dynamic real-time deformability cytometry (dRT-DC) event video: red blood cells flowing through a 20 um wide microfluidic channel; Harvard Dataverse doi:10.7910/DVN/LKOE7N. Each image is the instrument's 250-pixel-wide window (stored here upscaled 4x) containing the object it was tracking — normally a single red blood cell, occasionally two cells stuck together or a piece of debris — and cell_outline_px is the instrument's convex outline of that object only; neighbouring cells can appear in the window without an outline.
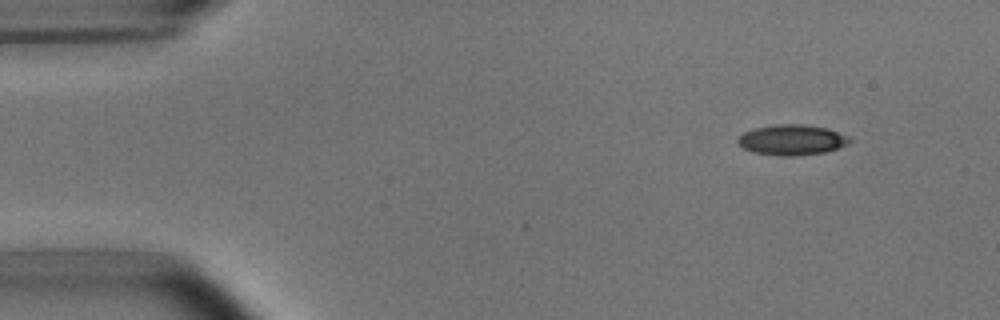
{"species": "common noctule bat (a hibernating species)", "species_latin": "Nyctalus noctula", "temperature_condition": "room temperature", "stored_images_in_passage": 4, "camera_frame_rate_fps": 3000, "um_per_image_px": 0.085, "animal": {"sex": "male", "body_mass_g": 15.6}, "frame": {"image": 1, "passage_image": 1, "time_ms": 0.0, "image_size_px": [1000, 320], "cell_outline_px": [[852, 140], [848, 144], [840, 148], [824, 152], [788, 156], [780, 156], [756, 152], [744, 148], [736, 140], [744, 132], [756, 128], [776, 124], [800, 124], [828, 128], [848, 136]], "centroid_in_image_um": [67.35, 11.88], "position_along_channel_um": 17.6, "area_um2": 19.59}}
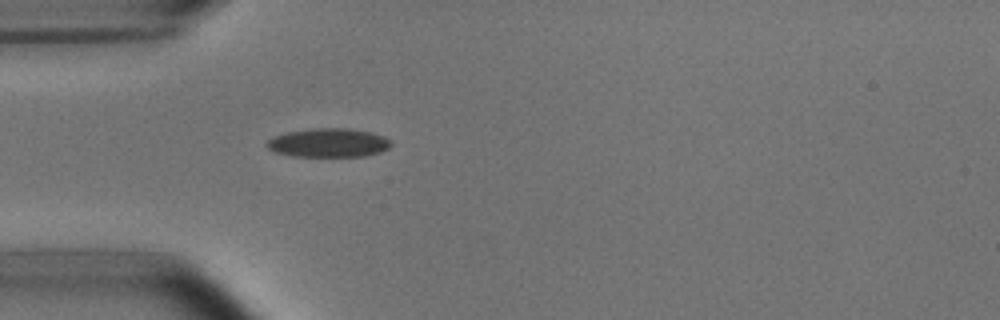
{"frame": {"image": 2, "passage_image": 4, "time_ms": 3.333, "image_size_px": [1000, 320], "cell_outline_px": [[392, 144], [388, 148], [380, 152], [364, 156], [292, 156], [276, 152], [268, 148], [264, 144], [268, 140], [276, 136], [288, 132], [312, 128], [348, 128], [372, 132], [384, 136], [392, 140]], "centroid_in_image_um": [27.96, 12.13], "position_along_channel_um": 57.0, "area_um2": 20.87}}